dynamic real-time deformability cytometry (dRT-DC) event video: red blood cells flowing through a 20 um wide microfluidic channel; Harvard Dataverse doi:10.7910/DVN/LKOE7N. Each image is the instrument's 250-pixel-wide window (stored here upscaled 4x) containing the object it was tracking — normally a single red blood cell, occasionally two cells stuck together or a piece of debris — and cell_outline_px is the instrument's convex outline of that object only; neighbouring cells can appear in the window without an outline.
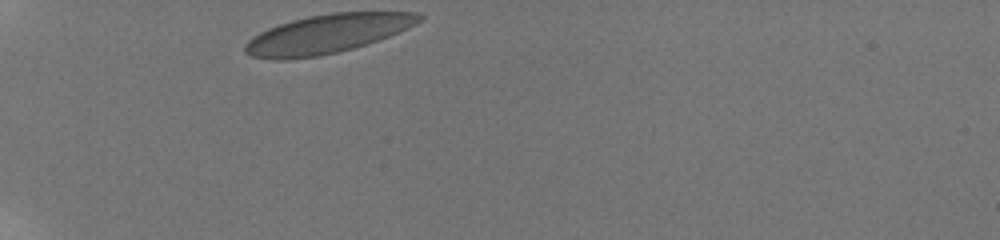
{"species": "human", "species_latin": "Homo sapiens", "temperature_condition": "room temperature", "stored_images_in_passage": 3, "camera_frame_rate_fps": 3000, "um_per_image_px": 0.085, "donor": {"sex": "male"}, "frame": {"image": 1, "passage_image": 1, "time_ms": 0.0, "image_size_px": [1000, 240], "cell_outline_px": [[424, 20], [408, 28], [380, 40], [352, 48], [336, 52], [316, 56], [284, 60], [272, 60], [252, 56], [244, 52], [244, 44], [252, 36], [268, 28], [292, 20], [308, 16], [332, 12], [416, 12], [424, 16]], "centroid_in_image_um": [27.82, 2.87], "position_along_channel_um": 57.2, "area_um2": 39.48}}